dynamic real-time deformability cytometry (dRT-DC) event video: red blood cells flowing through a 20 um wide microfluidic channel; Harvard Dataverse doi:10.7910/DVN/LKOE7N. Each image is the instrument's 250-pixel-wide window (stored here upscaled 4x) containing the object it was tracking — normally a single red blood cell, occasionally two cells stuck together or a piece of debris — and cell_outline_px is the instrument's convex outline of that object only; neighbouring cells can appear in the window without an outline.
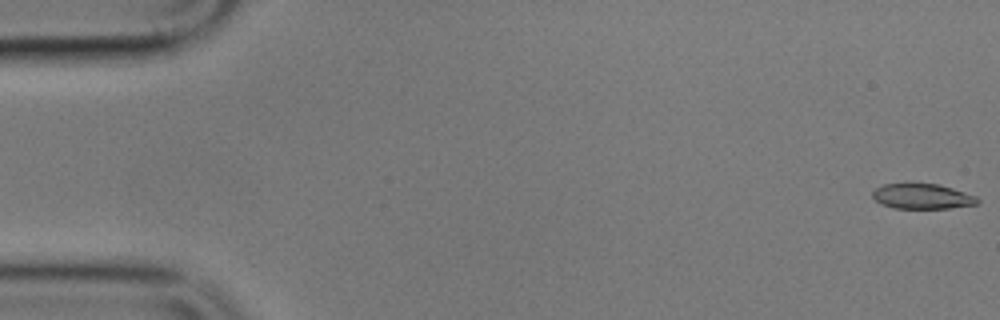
{"species": "common noctule bat (a hibernating species)", "species_latin": "Nyctalus noctula", "temperature_condition": "cold", "stored_images_in_passage": 11, "camera_frame_rate_fps": 3000, "um_per_image_px": 0.085, "animal": {"sex": "male", "body_mass_g": 17.9}, "frame": {"image": 1, "passage_image": 1, "time_ms": 0.0, "image_size_px": [1000, 320], "cell_outline_px": [[980, 200], [976, 204], [948, 208], [892, 208], [880, 204], [872, 196], [872, 192], [876, 188], [884, 184], [936, 184], [952, 188], [976, 196]], "centroid_in_image_um": [78.37, 16.7], "position_along_channel_um": 6.6, "area_um2": 15.2}}
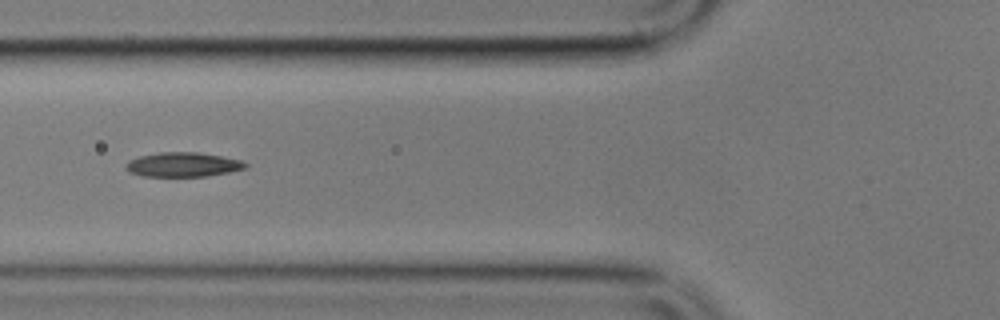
{"frame": {"image": 2, "passage_image": 6, "time_ms": 7.0, "image_size_px": [1000, 320], "cell_outline_px": [[248, 164], [244, 168], [228, 172], [208, 176], [140, 176], [128, 172], [124, 168], [124, 164], [128, 160], [140, 156], [160, 152], [196, 152], [220, 156], [240, 160]], "centroid_in_image_um": [15.47, 13.99], "position_along_channel_um": 110.3, "area_um2": 16.99}}
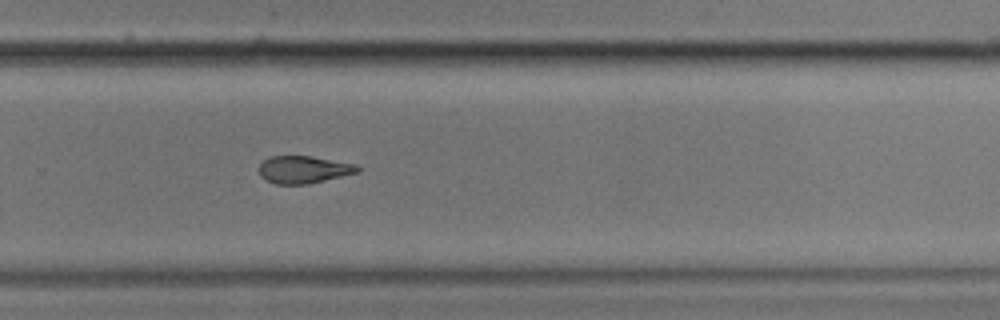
{"frame": {"image": 3, "passage_image": 11, "time_ms": 12.667, "image_size_px": [1000, 320], "cell_outline_px": [[360, 172], [308, 184], [276, 184], [260, 176], [260, 164], [268, 156], [308, 156], [352, 164], [360, 168]], "centroid_in_image_um": [25.78, 14.42], "position_along_channel_um": 304.0, "area_um2": 15.43}}